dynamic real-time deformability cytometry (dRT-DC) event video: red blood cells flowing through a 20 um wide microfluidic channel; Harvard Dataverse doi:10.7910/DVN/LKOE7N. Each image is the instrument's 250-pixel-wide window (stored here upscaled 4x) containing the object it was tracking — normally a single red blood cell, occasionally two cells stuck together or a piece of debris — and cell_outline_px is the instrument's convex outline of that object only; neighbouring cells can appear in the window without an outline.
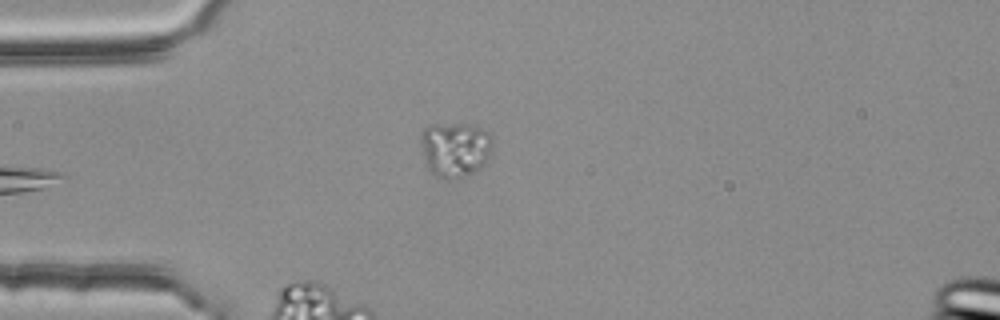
{"species": "common noctule bat (a hibernating species)", "species_latin": "Nyctalus noctula", "temperature_condition": "room temperature", "stored_images_in_passage": 4, "camera_frame_rate_fps": 3000, "um_per_image_px": 0.085, "animal": {"sex": "female", "body_mass_g": 25.1}, "frame": {"image": 1, "passage_image": 4, "time_ms": 1.0, "image_size_px": [1000, 320], "cell_outline_px": [[492, 148], [484, 164], [476, 172], [468, 176], [456, 180], [448, 180], [436, 176], [428, 168], [424, 160], [420, 140], [420, 132], [424, 128], [432, 124], [476, 124], [484, 128], [492, 136]], "centroid_in_image_um": [38.69, 12.69], "position_along_channel_um": 46.3, "area_um2": 23.7}}